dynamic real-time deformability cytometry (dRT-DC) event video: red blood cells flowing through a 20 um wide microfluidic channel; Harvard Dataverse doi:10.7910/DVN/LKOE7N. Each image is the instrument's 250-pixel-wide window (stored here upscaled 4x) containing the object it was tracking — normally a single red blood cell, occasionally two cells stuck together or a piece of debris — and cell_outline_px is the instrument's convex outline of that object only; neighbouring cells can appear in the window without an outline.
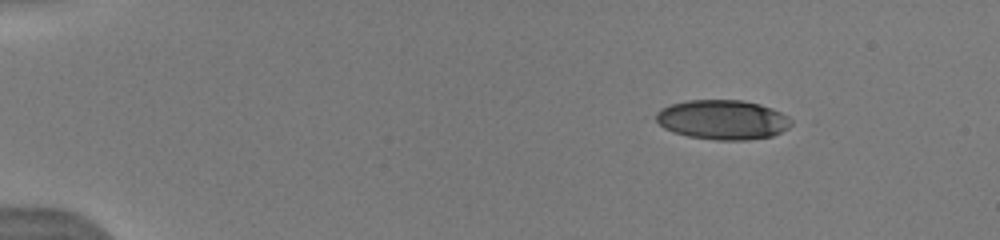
{"species": "human", "species_latin": "Homo sapiens", "temperature_condition": "warm", "stored_images_in_passage": 19, "camera_frame_rate_fps": 3000, "um_per_image_px": 0.085, "donor": {"sex": "male"}, "frame": {"image": 1, "passage_image": 1, "time_ms": 0.0, "image_size_px": [1000, 240], "cell_outline_px": [[792, 124], [788, 128], [772, 136], [744, 140], [716, 140], [688, 136], [672, 132], [664, 128], [644, 116], [668, 104], [688, 100], [744, 100], [760, 104], [772, 108], [788, 116], [792, 120]], "centroid_in_image_um": [61.28, 10.16], "position_along_channel_um": 23.7, "area_um2": 32.08}}